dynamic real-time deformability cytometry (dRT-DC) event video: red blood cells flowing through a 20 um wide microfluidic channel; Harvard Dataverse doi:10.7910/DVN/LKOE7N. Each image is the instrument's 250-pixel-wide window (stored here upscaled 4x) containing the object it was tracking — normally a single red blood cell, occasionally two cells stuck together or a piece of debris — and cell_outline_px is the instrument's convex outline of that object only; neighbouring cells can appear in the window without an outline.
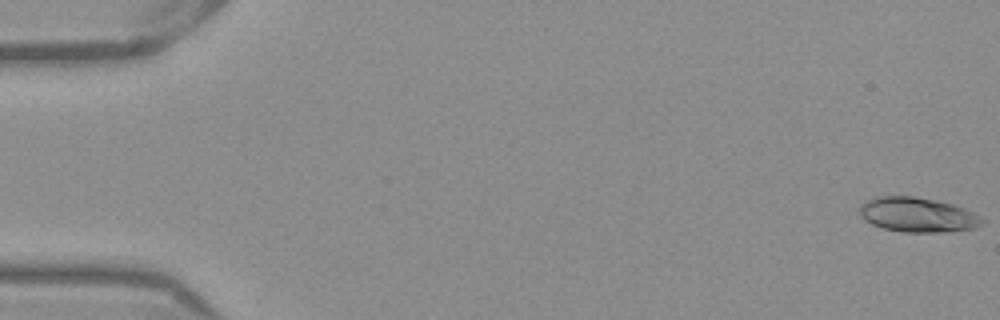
{"species": "Egyptian fruit bat (a non-hibernating species)", "species_latin": "Rousettus aegyptiacus", "temperature_condition": "warm", "stored_images_in_passage": 53, "camera_frame_rate_fps": 3000, "um_per_image_px": 0.085, "frame": {"image": 1, "passage_image": 1, "time_ms": 0.0, "image_size_px": [1000, 320], "cell_outline_px": [[984, 224], [976, 228], [944, 232], [904, 232], [884, 228], [872, 224], [864, 220], [860, 216], [860, 204], [864, 200], [876, 196], [912, 196], [936, 200], [952, 204], [964, 208], [980, 216], [984, 220]], "centroid_in_image_um": [77.98, 18.25], "position_along_channel_um": 7.0, "area_um2": 24.91}}
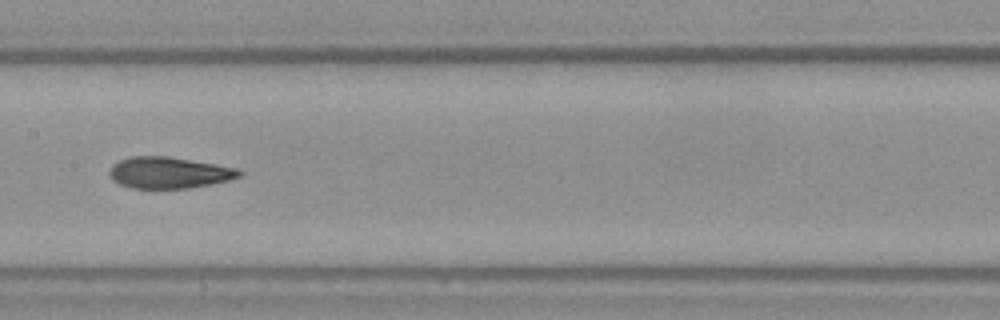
{"frame": {"image": 2, "passage_image": 27, "time_ms": 8.667, "image_size_px": [1000, 320], "cell_outline_px": [[244, 172], [240, 176], [228, 180], [212, 184], [188, 188], [132, 188], [120, 184], [112, 180], [108, 172], [112, 164], [128, 156], [168, 156], [216, 164], [236, 168]], "centroid_in_image_um": [14.34, 14.67], "position_along_channel_um": 193.1, "area_um2": 23.81}}
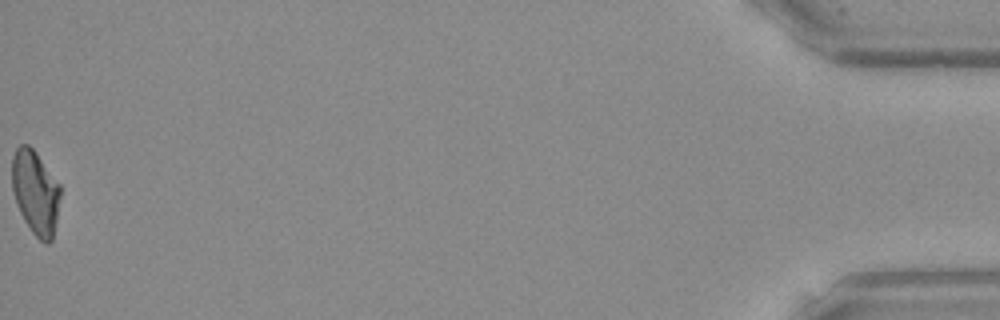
{"frame": {"image": 3, "passage_image": 53, "time_ms": 17.333, "image_size_px": [1000, 320], "cell_outline_px": [[60, 196], [56, 220], [52, 240], [48, 244], [44, 244], [32, 232], [24, 220], [16, 204], [12, 188], [12, 156], [16, 148], [20, 144], [28, 144], [36, 152], [60, 184]], "centroid_in_image_um": [3.0, 16.34], "position_along_channel_um": 432.2, "area_um2": 23.7}, "authors_computed_cell_mechanics": {"area_um2": 24.0448, "velocity_mm_per_s": 3.9182, "shape_relaxation_time_tau1_ms": null, "shape_relaxation_time_tau2_ms": 1.8636, "deformation_change_tau1": null, "deformation_change_tau2": 0.0891}}